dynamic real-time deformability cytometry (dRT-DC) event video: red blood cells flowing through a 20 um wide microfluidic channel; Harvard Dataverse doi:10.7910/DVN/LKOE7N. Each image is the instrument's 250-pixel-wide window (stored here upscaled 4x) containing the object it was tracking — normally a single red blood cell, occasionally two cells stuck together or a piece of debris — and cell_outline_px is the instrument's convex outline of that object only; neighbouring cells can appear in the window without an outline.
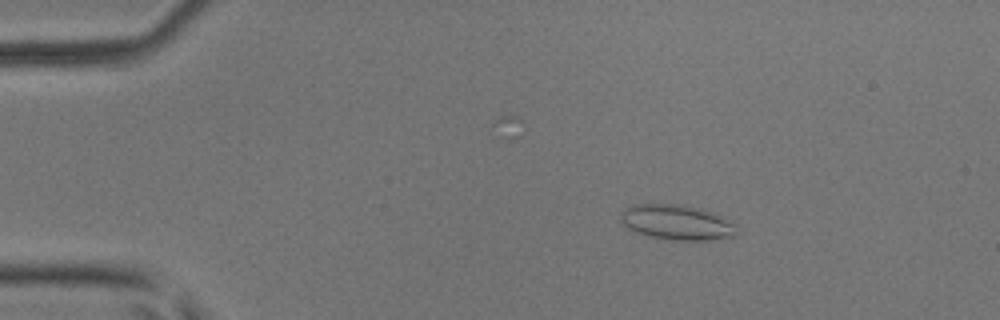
{"species": "common noctule bat (a hibernating species)", "species_latin": "Nyctalus noctula", "temperature_condition": "room temperature", "stored_images_in_passage": 5, "camera_frame_rate_fps": 3000, "um_per_image_px": 0.085, "animal": {"sex": "male", "body_mass_g": 17.9, "forearm_length_mm": 54.2}, "frame": {"image": 1, "passage_image": 3, "time_ms": 0.667, "image_size_px": [1000, 320], "cell_outline_px": [[736, 236], [712, 240], [668, 240], [648, 236], [636, 232], [628, 228], [620, 220], [620, 212], [624, 208], [632, 204], [652, 200], [680, 204], [700, 208], [716, 212], [724, 216], [736, 224]], "centroid_in_image_um": [57.5, 18.84], "position_along_channel_um": 27.5, "area_um2": 24.97}}